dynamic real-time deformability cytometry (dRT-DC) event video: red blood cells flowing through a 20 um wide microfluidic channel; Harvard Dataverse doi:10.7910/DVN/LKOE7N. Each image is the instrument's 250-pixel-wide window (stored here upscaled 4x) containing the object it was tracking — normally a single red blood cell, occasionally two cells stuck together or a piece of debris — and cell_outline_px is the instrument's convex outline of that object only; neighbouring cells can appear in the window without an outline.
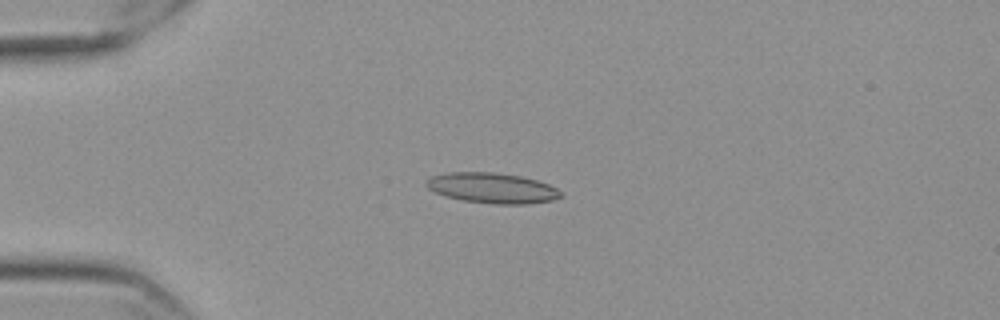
{"species": "Egyptian fruit bat (a non-hibernating species)", "species_latin": "Rousettus aegyptiacus", "temperature_condition": "cold", "stored_images_in_passage": 57, "camera_frame_rate_fps": 3000, "um_per_image_px": 0.085, "frame": {"image": 1, "passage_image": 15, "time_ms": 4.667, "image_size_px": [1000, 320], "cell_outline_px": [[564, 196], [552, 200], [528, 204], [492, 204], [464, 200], [444, 196], [428, 188], [424, 184], [432, 176], [448, 172], [496, 172], [520, 176], [536, 180], [548, 184], [556, 188]], "centroid_in_image_um": [41.84, 15.98], "position_along_channel_um": 43.2, "area_um2": 23.76}}
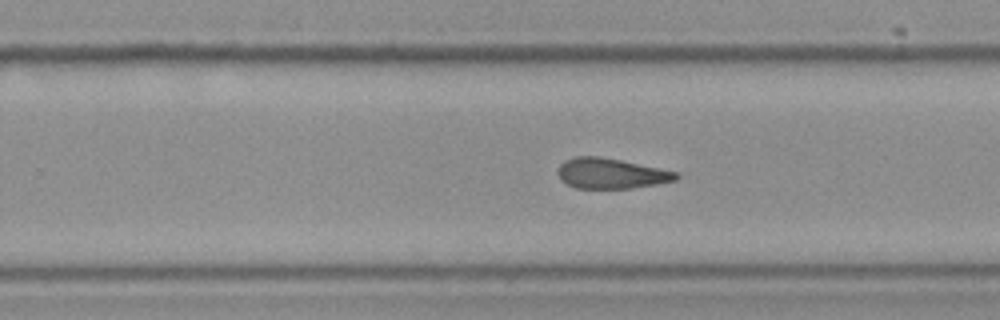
{"frame": {"image": 2, "passage_image": 37, "time_ms": 12.0, "image_size_px": [1000, 320], "cell_outline_px": [[680, 176], [676, 180], [656, 184], [632, 188], [576, 188], [568, 184], [560, 176], [560, 164], [564, 160], [576, 156], [600, 156], [620, 160], [676, 172]], "centroid_in_image_um": [51.95, 14.74], "position_along_channel_um": 277.9, "area_um2": 20.46}}
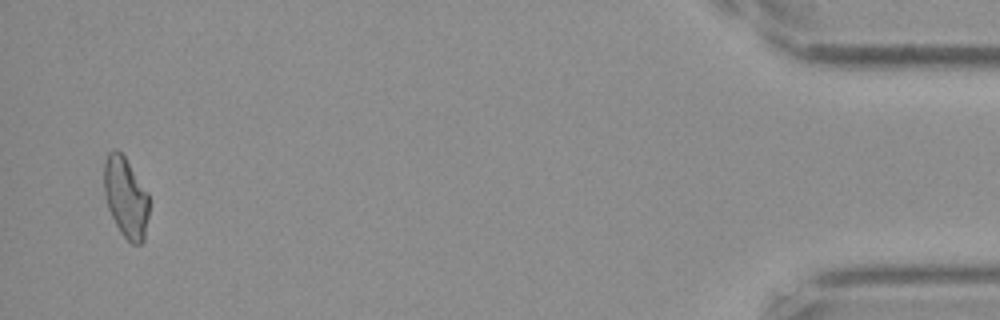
{"frame": {"image": 3, "passage_image": 56, "time_ms": 18.333, "image_size_px": [1000, 320], "cell_outline_px": [[148, 216], [144, 240], [140, 244], [132, 244], [120, 232], [108, 208], [104, 192], [104, 160], [108, 152], [112, 148], [116, 148], [124, 156], [148, 192]], "centroid_in_image_um": [10.68, 16.75], "position_along_channel_um": 424.5, "area_um2": 21.1}, "authors_computed_cell_mechanics": {"area_um2": 21.7906, "velocity_mm_per_s": 3.564, "shape_relaxation_time_tau1_ms": null, "shape_relaxation_time_tau2_ms": 4.2937, "deformation_change_tau1": null, "deformation_change_tau2": 0.1327}}